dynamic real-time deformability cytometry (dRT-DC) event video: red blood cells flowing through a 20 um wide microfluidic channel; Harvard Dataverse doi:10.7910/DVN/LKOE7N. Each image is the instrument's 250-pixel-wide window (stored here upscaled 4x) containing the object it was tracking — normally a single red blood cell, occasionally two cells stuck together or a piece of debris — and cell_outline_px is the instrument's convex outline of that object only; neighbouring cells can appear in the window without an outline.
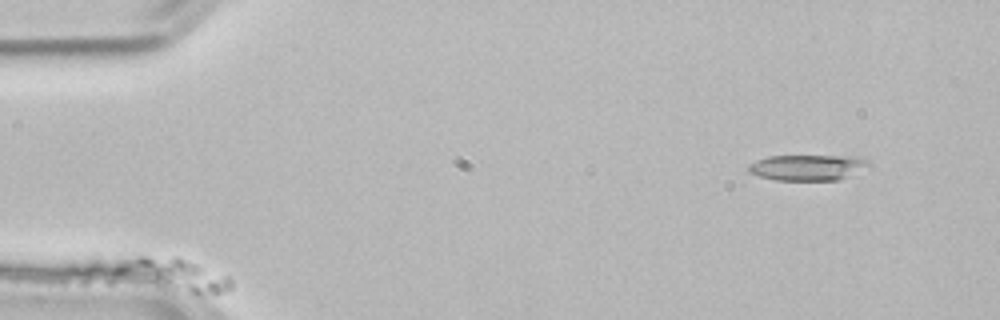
{"species": "common noctule bat (a hibernating species)", "species_latin": "Nyctalus noctula", "temperature_condition": "room temperature", "stored_images_in_passage": 7, "camera_frame_rate_fps": 3000, "um_per_image_px": 0.085, "animal": {"sex": "male", "body_mass_g": 21.5, "forearm_length_mm": 52.0}, "frame": {"image": 1, "passage_image": 1, "time_ms": 0.0, "image_size_px": [1000, 320], "cell_outline_px": [[232, 288], [228, 292], [192, 292], [116, 272], [116, 268], [124, 260], [136, 256], [176, 256], [188, 260], [228, 276], [232, 280]], "centroid_in_image_um": [14.96, 23.25], "position_along_channel_um": 70.0, "area_um2": 19.71}}